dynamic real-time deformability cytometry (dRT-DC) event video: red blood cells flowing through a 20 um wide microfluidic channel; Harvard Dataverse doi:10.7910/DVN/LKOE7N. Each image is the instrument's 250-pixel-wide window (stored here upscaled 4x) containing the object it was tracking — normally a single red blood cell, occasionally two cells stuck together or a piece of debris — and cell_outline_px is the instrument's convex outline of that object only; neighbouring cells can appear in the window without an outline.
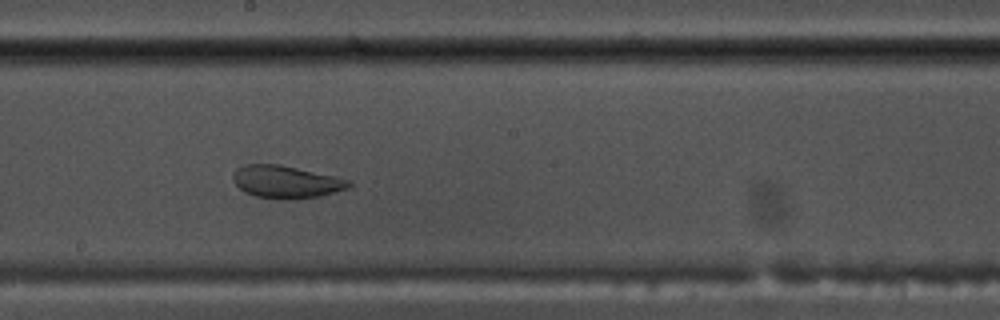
{"species": "common noctule bat (a hibernating species)", "species_latin": "Nyctalus noctula", "temperature_condition": "warm", "stored_images_in_passage": 54, "segment_of_instrument_passage": [1, 2], "camera_frame_rate_fps": 3000, "um_per_image_px": 0.085, "animal": {"sex": "male", "body_mass_g": 17.5, "forearm_length_mm": 52.3}, "frame": {"image": 1, "passage_image": 29, "time_ms": 9.333, "image_size_px": [1000, 320], "cell_outline_px": [[352, 184], [348, 188], [320, 196], [284, 200], [280, 200], [256, 196], [244, 192], [232, 180], [232, 176], [236, 168], [244, 164], [280, 164], [336, 176], [352, 180]], "centroid_in_image_um": [24.32, 15.45], "position_along_channel_um": 223.9, "area_um2": 22.2}}
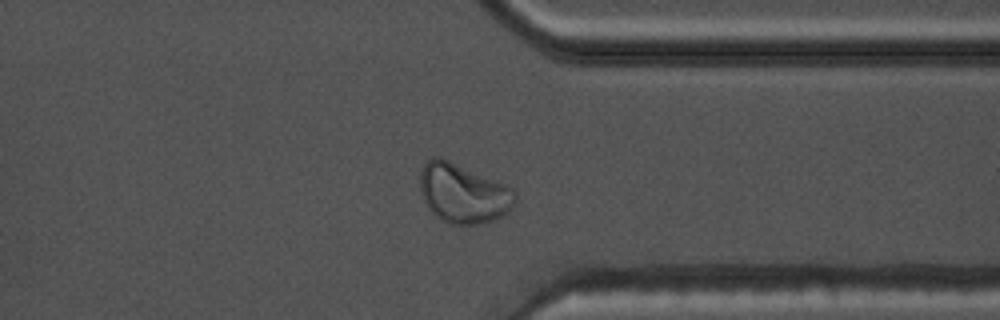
{"frame": {"image": 2, "passage_image": 41, "time_ms": 13.333, "image_size_px": [1000, 320], "cell_outline_px": [[516, 200], [508, 212], [492, 220], [480, 224], [448, 224], [436, 216], [428, 208], [420, 192], [420, 168], [432, 156], [440, 156], [504, 184], [512, 188], [516, 192]], "centroid_in_image_um": [39.34, 16.42], "position_along_channel_um": 372.1, "area_um2": 32.89}}
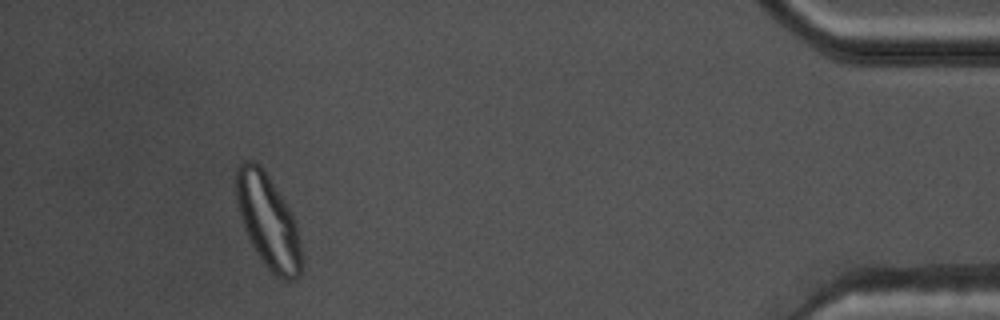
{"frame": {"image": 3, "passage_image": 49, "time_ms": 16.0, "image_size_px": [1000, 320], "cell_outline_px": [[300, 276], [292, 280], [284, 280], [276, 276], [268, 268], [256, 252], [244, 228], [240, 216], [236, 200], [236, 168], [244, 160], [256, 160], [260, 164], [268, 176], [288, 208], [296, 224], [300, 244]], "centroid_in_image_um": [22.75, 18.78], "position_along_channel_um": 412.4, "area_um2": 34.97}}